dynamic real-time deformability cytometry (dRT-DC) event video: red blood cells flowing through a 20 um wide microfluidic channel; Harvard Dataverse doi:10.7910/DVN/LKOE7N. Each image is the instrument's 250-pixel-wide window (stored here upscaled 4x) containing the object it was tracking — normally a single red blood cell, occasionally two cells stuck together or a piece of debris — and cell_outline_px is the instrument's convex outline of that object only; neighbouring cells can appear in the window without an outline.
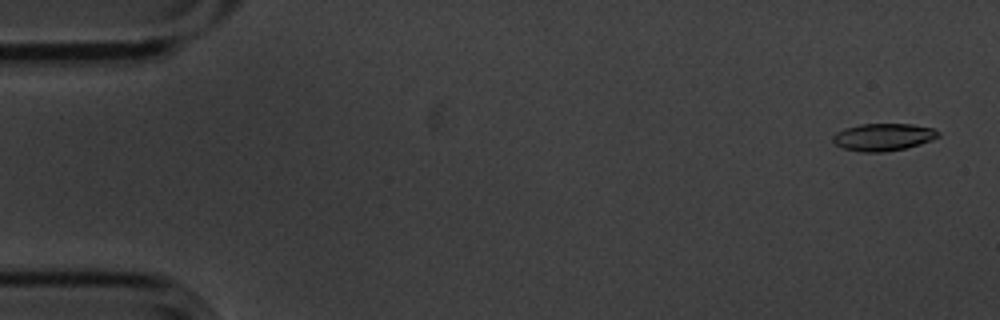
{"species": "common noctule bat (a hibernating species)", "species_latin": "Nyctalus noctula", "temperature_condition": "cold", "stored_images_in_passage": 5, "camera_frame_rate_fps": 3000, "um_per_image_px": 0.085, "animal": {"sex": "male", "body_mass_g": 20.1, "forearm_length_mm": 53.5}, "frame": {"image": 1, "passage_image": 1, "time_ms": 0.0, "image_size_px": [1000, 320], "cell_outline_px": [[940, 136], [932, 140], [920, 144], [904, 148], [884, 152], [860, 152], [844, 148], [836, 144], [832, 140], [832, 136], [836, 132], [844, 128], [860, 124], [912, 124], [932, 128], [940, 132]], "centroid_in_image_um": [75.07, 11.64], "position_along_channel_um": 9.9, "area_um2": 16.82}}
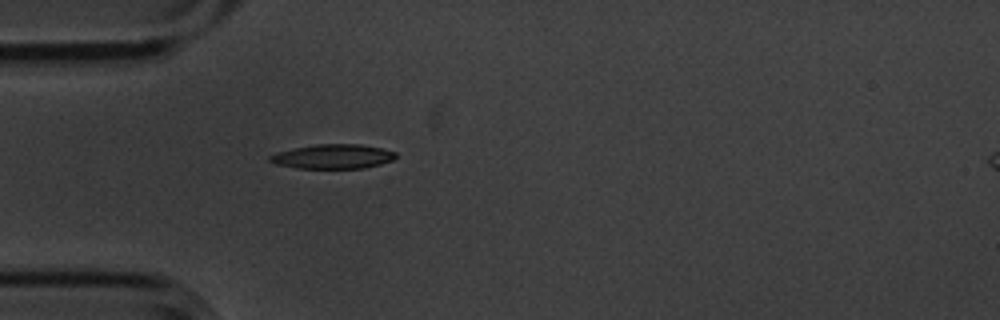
{"frame": {"image": 2, "passage_image": 5, "time_ms": 1.333, "image_size_px": [1000, 320], "cell_outline_px": [[396, 156], [392, 160], [380, 164], [364, 168], [296, 168], [276, 164], [268, 160], [268, 156], [276, 152], [316, 144], [360, 144], [380, 148], [396, 152]], "centroid_in_image_um": [28.28, 13.3], "position_along_channel_um": 56.7, "area_um2": 17.8}}